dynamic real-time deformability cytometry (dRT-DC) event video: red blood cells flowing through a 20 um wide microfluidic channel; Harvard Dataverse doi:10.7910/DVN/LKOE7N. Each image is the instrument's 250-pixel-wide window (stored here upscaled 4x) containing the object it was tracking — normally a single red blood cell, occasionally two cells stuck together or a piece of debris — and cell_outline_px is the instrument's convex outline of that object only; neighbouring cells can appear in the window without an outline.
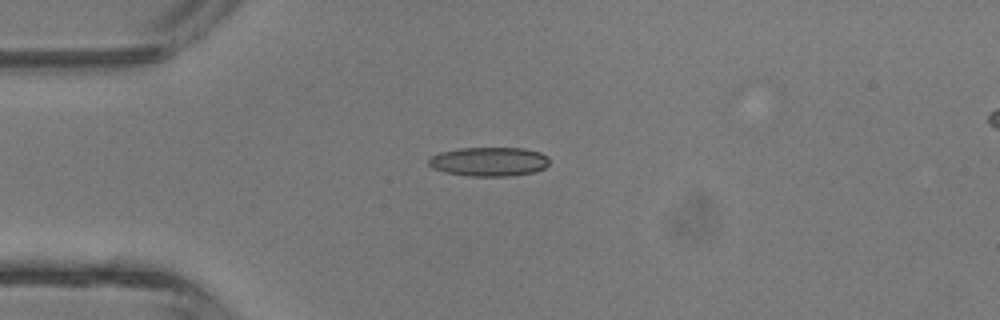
{"species": "common noctule bat (a hibernating species)", "species_latin": "Nyctalus noctula", "temperature_condition": "room temperature", "stored_images_in_passage": 3, "camera_frame_rate_fps": 3000, "um_per_image_px": 0.085, "animal": {"sex": "male", "body_mass_g": 13.3}, "frame": {"image": 1, "passage_image": 3, "time_ms": 2.333, "image_size_px": [1000, 320], "cell_outline_px": [[548, 164], [544, 168], [532, 172], [512, 176], [468, 176], [444, 172], [432, 168], [428, 164], [428, 160], [432, 156], [440, 152], [460, 148], [524, 148], [540, 152], [548, 156]], "centroid_in_image_um": [41.56, 13.74], "position_along_channel_um": 43.4, "area_um2": 20.52}}